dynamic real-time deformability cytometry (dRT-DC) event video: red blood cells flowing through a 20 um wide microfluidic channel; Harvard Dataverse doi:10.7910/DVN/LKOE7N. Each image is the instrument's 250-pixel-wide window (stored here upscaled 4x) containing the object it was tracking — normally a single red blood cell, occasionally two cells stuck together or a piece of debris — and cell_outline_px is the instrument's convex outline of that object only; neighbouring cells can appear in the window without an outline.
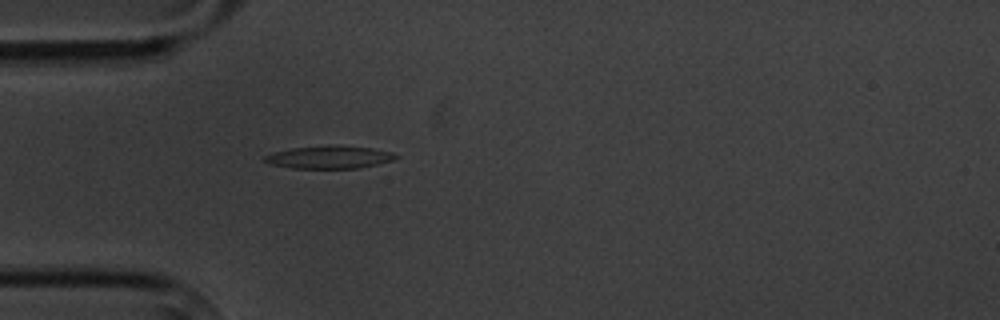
{"species": "common noctule bat (a hibernating species)", "species_latin": "Nyctalus noctula", "temperature_condition": "cold", "stored_images_in_passage": 2, "camera_frame_rate_fps": 3000, "um_per_image_px": 0.085, "animal": {"sex": "male", "body_mass_g": 20.1, "forearm_length_mm": 53.5}, "frame": {"image": 1, "passage_image": 2, "time_ms": 1.0, "image_size_px": [1000, 320], "cell_outline_px": [[400, 156], [392, 160], [376, 164], [356, 168], [292, 168], [268, 164], [264, 160], [264, 156], [276, 152], [292, 148], [328, 144], [336, 144], [368, 148], [392, 152]], "centroid_in_image_um": [27.97, 13.35], "position_along_channel_um": 57.0, "area_um2": 17.34}}